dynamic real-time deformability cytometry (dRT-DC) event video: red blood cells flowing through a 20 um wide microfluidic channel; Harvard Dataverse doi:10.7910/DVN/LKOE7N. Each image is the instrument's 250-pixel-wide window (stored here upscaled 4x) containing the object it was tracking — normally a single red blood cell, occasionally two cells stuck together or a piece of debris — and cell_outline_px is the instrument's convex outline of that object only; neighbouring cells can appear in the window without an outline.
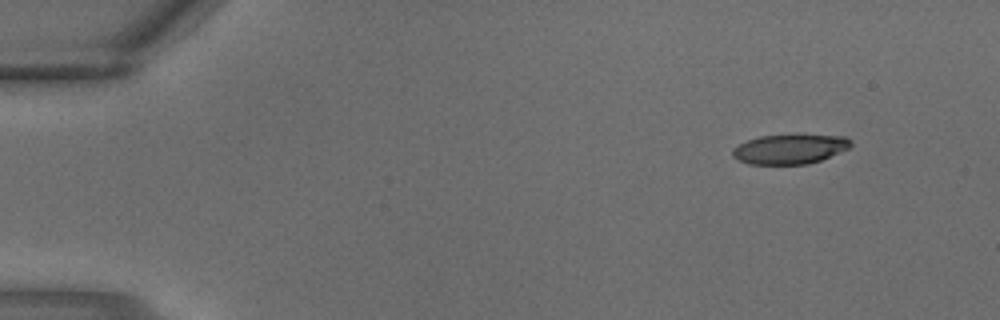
{"species": "common noctule bat (a hibernating species)", "species_latin": "Nyctalus noctula", "temperature_condition": "warm", "stored_images_in_passage": 2, "camera_frame_rate_fps": 3000, "um_per_image_px": 0.085, "animal": {"sex": "male", "body_mass_g": 18.8}, "frame": {"image": 1, "passage_image": 1, "time_ms": 0.0, "image_size_px": [1000, 320], "cell_outline_px": [[852, 144], [848, 148], [820, 160], [808, 164], [748, 164], [732, 156], [732, 148], [748, 140], [760, 136], [844, 136], [852, 140]], "centroid_in_image_um": [67.11, 12.69], "position_along_channel_um": 17.9, "area_um2": 19.88}}